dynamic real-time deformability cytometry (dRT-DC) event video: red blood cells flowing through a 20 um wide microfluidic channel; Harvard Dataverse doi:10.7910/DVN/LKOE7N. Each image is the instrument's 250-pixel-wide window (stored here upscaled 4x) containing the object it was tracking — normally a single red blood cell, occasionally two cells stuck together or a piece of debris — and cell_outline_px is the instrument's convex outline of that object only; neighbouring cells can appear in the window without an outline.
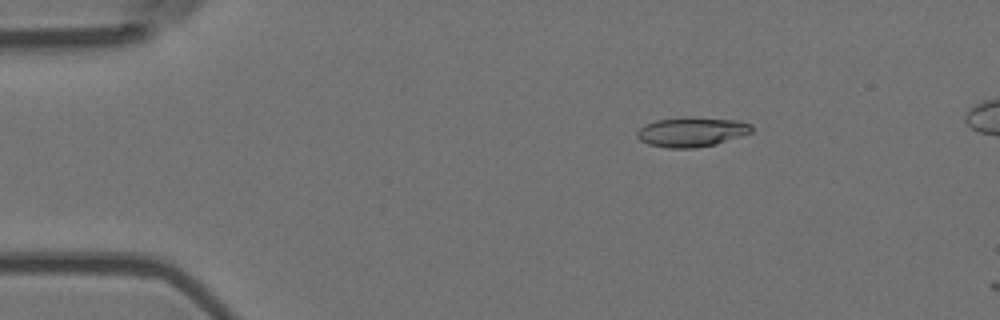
{"species": "Egyptian fruit bat (a non-hibernating species)", "species_latin": "Rousettus aegyptiacus", "temperature_condition": "room temperature", "stored_images_in_passage": 5, "camera_frame_rate_fps": 3000, "um_per_image_px": 0.085, "animal": {"sex": "female"}, "frame": {"image": 1, "passage_image": 3, "time_ms": 0.667, "image_size_px": [1000, 320], "cell_outline_px": [[752, 132], [716, 144], [696, 148], [668, 148], [648, 144], [640, 140], [636, 136], [636, 132], [644, 124], [656, 120], [684, 116], [692, 116], [736, 120], [752, 124]], "centroid_in_image_um": [58.77, 11.2], "position_along_channel_um": 26.2, "area_um2": 20.06}}